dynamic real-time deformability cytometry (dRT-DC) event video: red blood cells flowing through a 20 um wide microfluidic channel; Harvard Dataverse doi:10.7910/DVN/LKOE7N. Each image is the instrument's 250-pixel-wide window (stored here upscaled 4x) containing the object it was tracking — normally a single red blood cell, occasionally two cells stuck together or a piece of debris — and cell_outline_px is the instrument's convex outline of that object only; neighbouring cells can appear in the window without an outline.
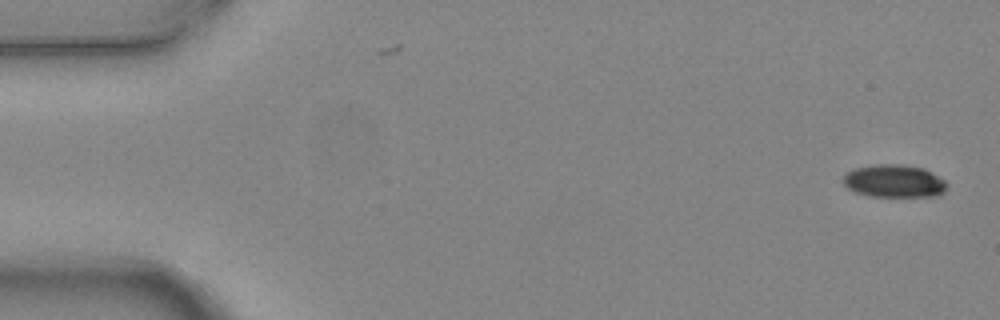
{"species": "common noctule bat (a hibernating species)", "species_latin": "Nyctalus noctula", "temperature_condition": "warm", "stored_images_in_passage": 5, "camera_frame_rate_fps": 3000, "um_per_image_px": 0.085, "animal": {"sex": "female", "body_mass_g": 24.6, "forearm_length_mm": 56.2}, "frame": {"image": 1, "passage_image": 1, "time_ms": 0.0, "image_size_px": [1000, 320], "cell_outline_px": [[948, 184], [944, 192], [936, 196], [868, 196], [856, 192], [848, 188], [844, 184], [844, 176], [848, 172], [856, 168], [876, 164], [900, 164], [924, 168], [932, 172], [944, 180]], "centroid_in_image_um": [76.03, 15.39], "position_along_channel_um": 9.0, "area_um2": 19.71}}
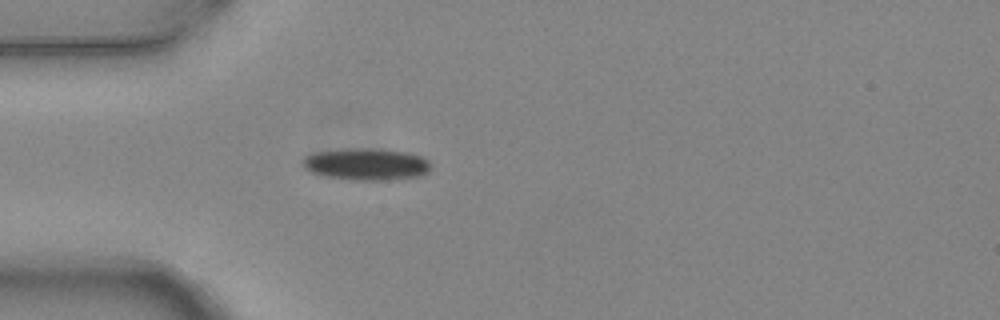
{"frame": {"image": 2, "passage_image": 5, "time_ms": 1.333, "image_size_px": [1000, 320], "cell_outline_px": [[432, 168], [428, 172], [420, 176], [388, 180], [356, 180], [328, 176], [312, 172], [304, 168], [300, 164], [300, 160], [304, 156], [312, 152], [344, 148], [368, 148], [408, 152], [424, 156], [432, 164]], "centroid_in_image_um": [31.14, 13.94], "position_along_channel_um": 53.9, "area_um2": 24.28}}